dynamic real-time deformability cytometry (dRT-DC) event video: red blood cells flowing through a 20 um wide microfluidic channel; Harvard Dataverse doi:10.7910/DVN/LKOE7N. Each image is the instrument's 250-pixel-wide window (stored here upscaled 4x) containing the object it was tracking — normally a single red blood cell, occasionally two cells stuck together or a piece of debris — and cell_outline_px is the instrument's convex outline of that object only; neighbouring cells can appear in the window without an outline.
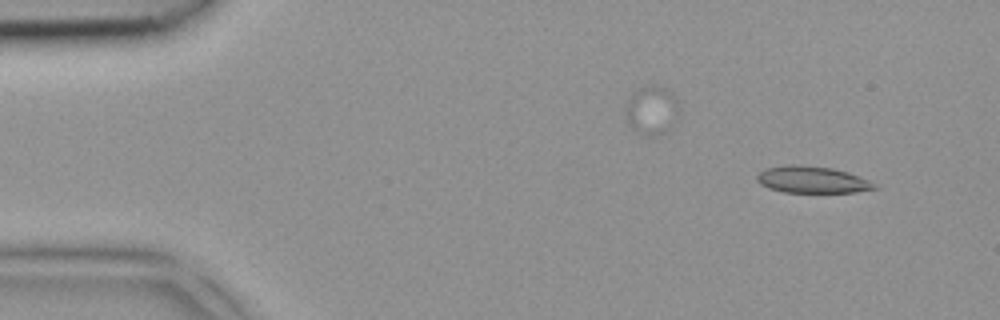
{"species": "common noctule bat (a hibernating species)", "species_latin": "Nyctalus noctula", "temperature_condition": "room temperature", "stored_images_in_passage": 4, "camera_frame_rate_fps": 3000, "um_per_image_px": 0.085, "animal": {"sex": "female", "body_mass_g": 18.4}, "frame": {"image": 1, "passage_image": 1, "time_ms": 0.0, "image_size_px": [1000, 320], "cell_outline_px": [[880, 188], [856, 192], [784, 192], [768, 188], [760, 184], [756, 180], [756, 176], [764, 168], [788, 164], [800, 164], [832, 168], [848, 172], [868, 180], [876, 184]], "centroid_in_image_um": [69.01, 15.26], "position_along_channel_um": 16.0, "area_um2": 18.5}}
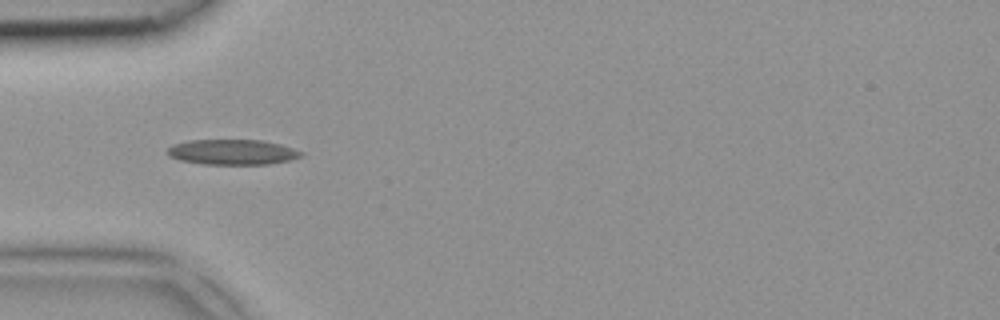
{"frame": {"image": 2, "passage_image": 4, "time_ms": 1.0, "image_size_px": [1000, 320], "cell_outline_px": [[304, 152], [300, 156], [288, 160], [268, 164], [204, 164], [180, 160], [168, 156], [168, 148], [172, 144], [188, 140], [264, 140], [280, 144]], "centroid_in_image_um": [19.72, 12.92], "position_along_channel_um": 65.3, "area_um2": 19.59}}